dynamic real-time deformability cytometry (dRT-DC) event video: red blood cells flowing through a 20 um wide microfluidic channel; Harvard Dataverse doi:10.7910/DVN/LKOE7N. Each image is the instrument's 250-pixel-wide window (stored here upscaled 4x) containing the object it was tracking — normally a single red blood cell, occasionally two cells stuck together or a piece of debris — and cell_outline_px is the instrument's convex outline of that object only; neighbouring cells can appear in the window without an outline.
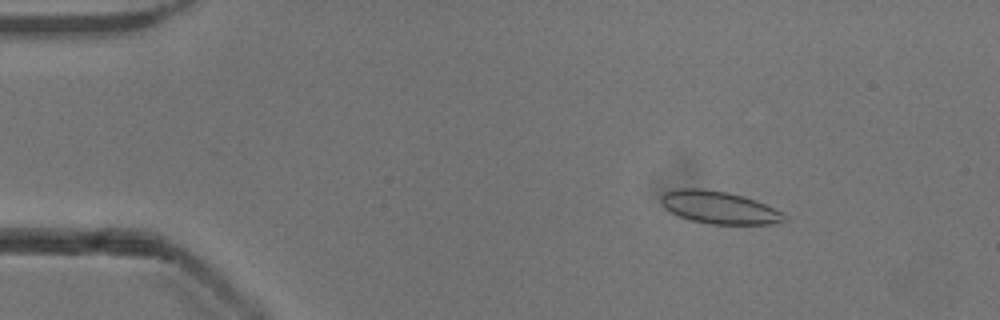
{"species": "common noctule bat (a hibernating species)", "species_latin": "Nyctalus noctula", "temperature_condition": "cold", "stored_images_in_passage": 52, "camera_frame_rate_fps": 3000, "um_per_image_px": 0.085, "animal": {"sex": "male", "body_mass_g": 13.3}, "frame": {"image": 1, "passage_image": 7, "time_ms": 2.0, "image_size_px": [1000, 320], "cell_outline_px": [[788, 220], [772, 224], [708, 224], [692, 220], [668, 212], [660, 204], [660, 196], [664, 192], [676, 188], [704, 188], [728, 192], [744, 196], [756, 200], [784, 212], [788, 216]], "centroid_in_image_um": [61.12, 17.63], "position_along_channel_um": 23.9, "area_um2": 23.87}}
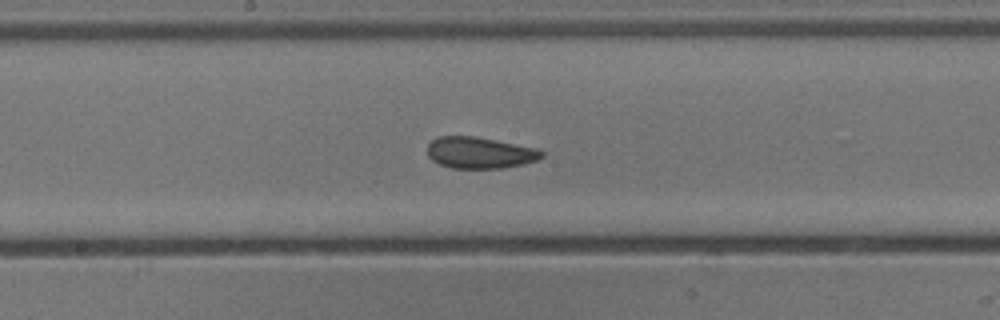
{"frame": {"image": 2, "passage_image": 27, "time_ms": 8.667, "image_size_px": [1000, 320], "cell_outline_px": [[544, 156], [536, 160], [524, 164], [500, 168], [452, 168], [440, 164], [432, 160], [428, 156], [428, 144], [436, 136], [476, 136], [536, 148], [544, 152]], "centroid_in_image_um": [40.77, 12.97], "position_along_channel_um": 207.4, "area_um2": 20.92}}
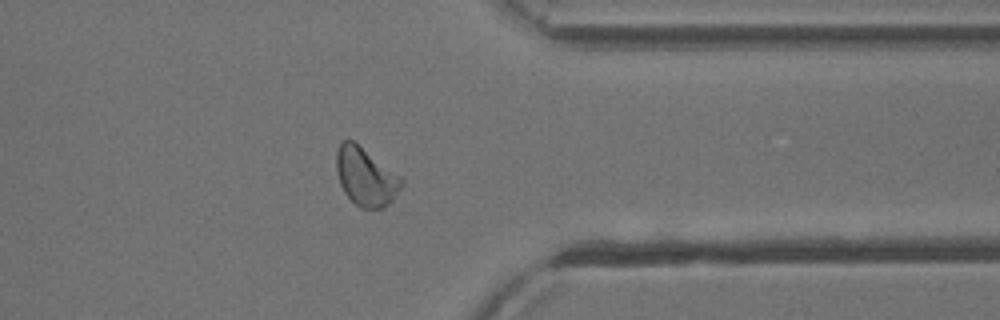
{"frame": {"image": 3, "passage_image": 41, "time_ms": 13.333, "image_size_px": [1000, 320], "cell_outline_px": [[404, 184], [392, 200], [384, 208], [360, 208], [344, 192], [340, 184], [336, 172], [336, 152], [340, 144], [344, 140], [352, 140], [400, 176], [404, 180]], "centroid_in_image_um": [31.08, 15.04], "position_along_channel_um": 380.3, "area_um2": 21.79}, "authors_computed_cell_mechanics": {"area_um2": 21.7328, "velocity_mm_per_s": 3.9014, "shape_relaxation_time_tau1_ms": 5.4414, "shape_relaxation_time_tau2_ms": 2.4899, "deformation_change_tau1": 0.1066, "deformation_change_tau2": 0.0831}}